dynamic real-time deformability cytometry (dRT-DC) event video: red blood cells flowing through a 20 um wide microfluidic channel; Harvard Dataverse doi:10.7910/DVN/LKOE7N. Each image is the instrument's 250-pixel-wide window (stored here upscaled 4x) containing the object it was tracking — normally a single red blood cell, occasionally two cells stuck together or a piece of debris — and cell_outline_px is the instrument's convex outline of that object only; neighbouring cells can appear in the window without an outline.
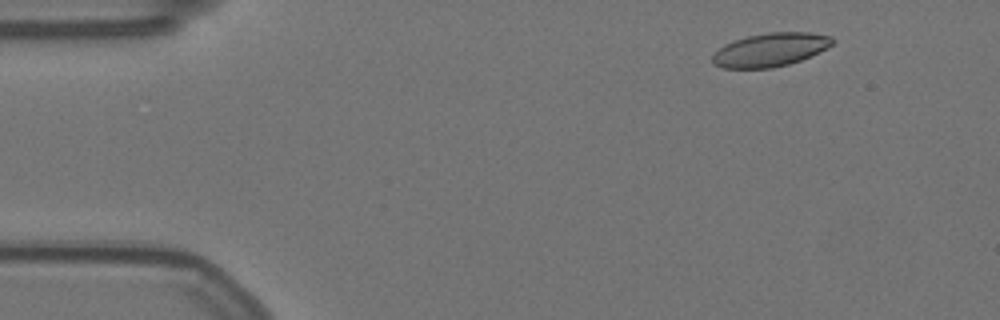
{"species": "Egyptian fruit bat (a non-hibernating species)", "species_latin": "Rousettus aegyptiacus", "temperature_condition": "warm", "stored_images_in_passage": 34, "camera_frame_rate_fps": 3000, "um_per_image_px": 0.085, "animal": {"sex": "female"}, "frame": {"image": 1, "passage_image": 6, "time_ms": 1.667, "image_size_px": [1000, 320], "cell_outline_px": [[836, 40], [828, 48], [800, 60], [788, 64], [772, 68], [720, 68], [712, 64], [712, 56], [724, 44], [748, 36], [768, 32], [812, 32], [832, 36]], "centroid_in_image_um": [65.5, 4.22], "position_along_channel_um": 19.5, "area_um2": 23.47}}
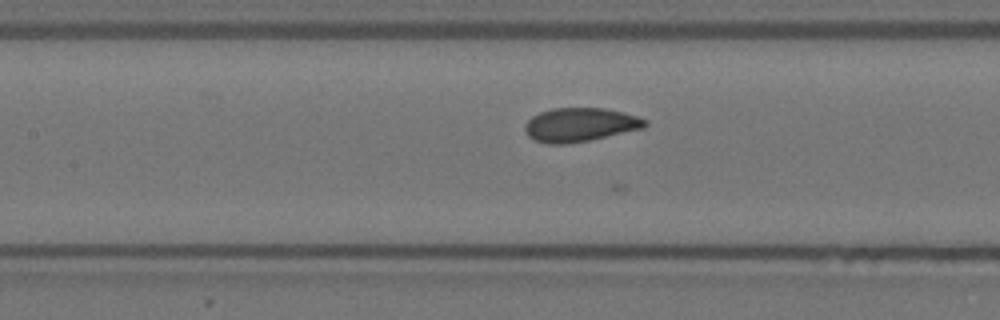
{"frame": {"image": 2, "passage_image": 25, "time_ms": 8.0, "image_size_px": [1000, 320], "cell_outline_px": [[648, 124], [644, 128], [588, 140], [564, 144], [548, 144], [532, 140], [528, 136], [524, 128], [524, 124], [532, 116], [540, 112], [552, 108], [604, 108], [624, 112], [648, 120]], "centroid_in_image_um": [49.28, 10.6], "position_along_channel_um": 158.1, "area_um2": 23.7}}
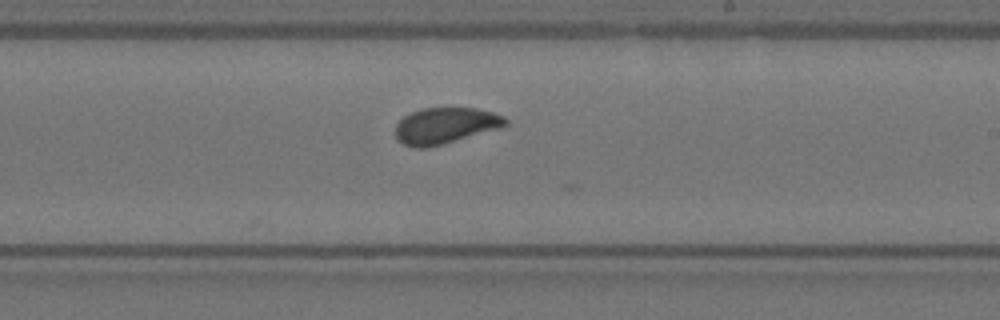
{"frame": {"image": 3, "passage_image": 33, "time_ms": 10.667, "image_size_px": [1000, 320], "cell_outline_px": [[508, 124], [496, 128], [428, 148], [412, 148], [396, 140], [396, 124], [404, 116], [420, 108], [476, 108], [492, 112], [504, 116], [508, 120]], "centroid_in_image_um": [37.79, 10.67], "position_along_channel_um": 251.2, "area_um2": 22.89}}